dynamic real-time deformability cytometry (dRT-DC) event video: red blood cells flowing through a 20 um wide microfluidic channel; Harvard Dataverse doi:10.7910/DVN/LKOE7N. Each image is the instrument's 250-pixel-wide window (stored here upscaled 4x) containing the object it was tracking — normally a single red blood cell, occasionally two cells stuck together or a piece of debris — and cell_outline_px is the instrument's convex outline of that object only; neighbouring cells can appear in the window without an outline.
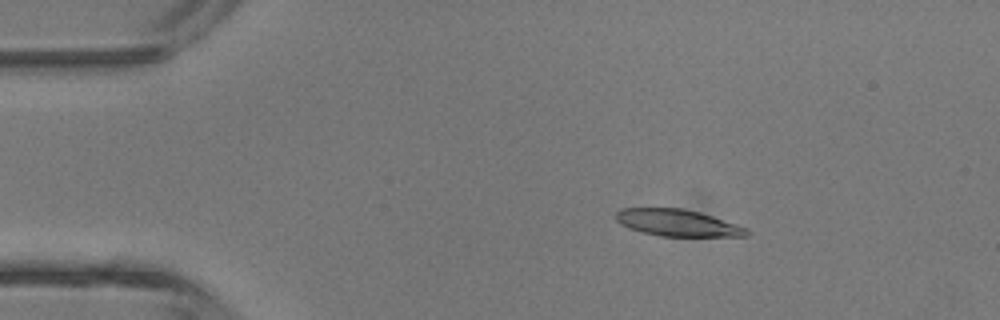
{"species": "common noctule bat (a hibernating species)", "species_latin": "Nyctalus noctula", "temperature_condition": "room temperature", "stored_images_in_passage": 5, "camera_frame_rate_fps": 3000, "um_per_image_px": 0.085, "animal": {"sex": "male", "body_mass_g": 13.3}, "frame": {"image": 1, "passage_image": 2, "time_ms": 1.333, "image_size_px": [1000, 320], "cell_outline_px": [[748, 236], [660, 236], [640, 232], [628, 228], [620, 224], [616, 220], [616, 212], [620, 208], [684, 208], [700, 212], [748, 228]], "centroid_in_image_um": [57.55, 18.94], "position_along_channel_um": 27.4, "area_um2": 20.46}}
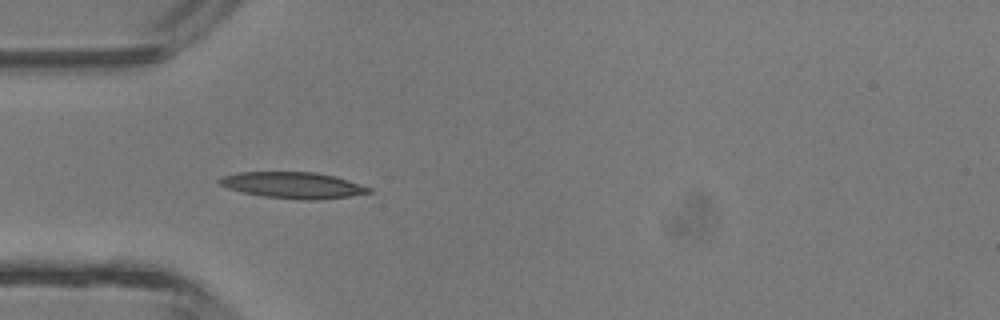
{"frame": {"image": 2, "passage_image": 4, "time_ms": 3.333, "image_size_px": [1000, 320], "cell_outline_px": [[372, 192], [348, 196], [320, 200], [300, 200], [264, 196], [240, 192], [228, 188], [220, 184], [216, 180], [224, 176], [240, 172], [316, 172], [336, 176], [372, 188]], "centroid_in_image_um": [24.92, 15.74], "position_along_channel_um": 60.1, "area_um2": 22.89}}